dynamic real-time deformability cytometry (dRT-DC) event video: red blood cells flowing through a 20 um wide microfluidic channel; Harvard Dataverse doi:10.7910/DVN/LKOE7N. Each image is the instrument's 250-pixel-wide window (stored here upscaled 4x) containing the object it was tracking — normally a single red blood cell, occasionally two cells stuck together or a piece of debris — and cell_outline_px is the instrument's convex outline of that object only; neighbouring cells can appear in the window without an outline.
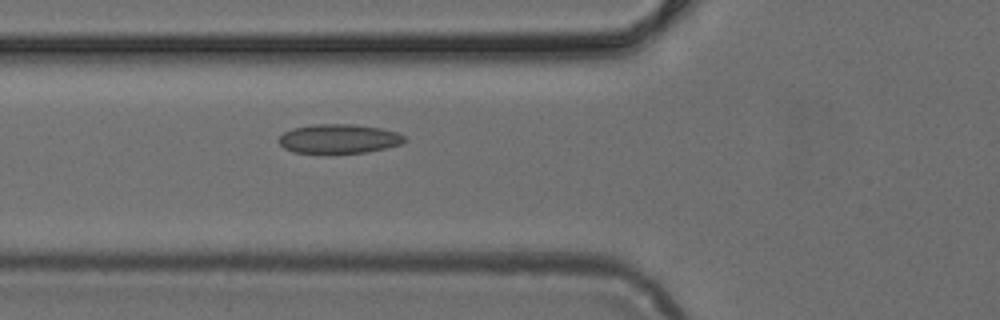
{"species": "common noctule bat (a hibernating species)", "species_latin": "Nyctalus noctula", "temperature_condition": "cold", "stored_images_in_passage": 5, "camera_frame_rate_fps": 3000, "um_per_image_px": 0.085, "animal": {"sex": "female", "body_mass_g": 24.6, "forearm_length_mm": 56.2}, "frame": {"image": 1, "passage_image": 5, "time_ms": 1.333, "image_size_px": [1000, 320], "cell_outline_px": [[408, 140], [400, 144], [368, 152], [292, 152], [284, 148], [276, 140], [284, 132], [292, 128], [312, 124], [352, 124], [380, 128], [396, 132], [404, 136]], "centroid_in_image_um": [28.78, 11.78], "position_along_channel_um": 97.0, "area_um2": 21.21}}